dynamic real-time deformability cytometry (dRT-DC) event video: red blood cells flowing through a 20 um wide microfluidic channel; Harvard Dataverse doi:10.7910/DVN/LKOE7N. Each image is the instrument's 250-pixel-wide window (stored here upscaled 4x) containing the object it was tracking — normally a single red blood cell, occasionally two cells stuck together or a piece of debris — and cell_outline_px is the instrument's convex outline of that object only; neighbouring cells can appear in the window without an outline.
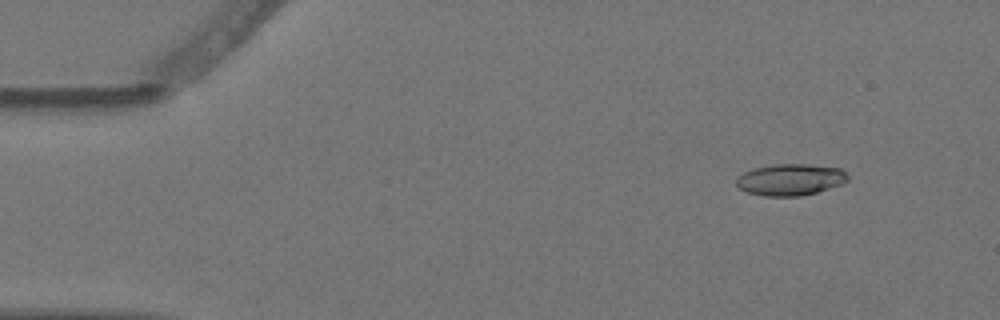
{"species": "Egyptian fruit bat (a non-hibernating species)", "species_latin": "Rousettus aegyptiacus", "temperature_condition": "warm", "stored_images_in_passage": 4, "camera_frame_rate_fps": 3000, "um_per_image_px": 0.085, "animal": {"sex": "female"}, "frame": {"image": 1, "passage_image": 2, "time_ms": 0.333, "image_size_px": [1000, 320], "cell_outline_px": [[848, 180], [840, 184], [816, 192], [800, 196], [764, 196], [748, 192], [740, 188], [736, 184], [736, 180], [744, 172], [752, 168], [776, 164], [808, 164], [840, 168], [848, 176]], "centroid_in_image_um": [67.17, 15.26], "position_along_channel_um": 17.8, "area_um2": 20.29}}